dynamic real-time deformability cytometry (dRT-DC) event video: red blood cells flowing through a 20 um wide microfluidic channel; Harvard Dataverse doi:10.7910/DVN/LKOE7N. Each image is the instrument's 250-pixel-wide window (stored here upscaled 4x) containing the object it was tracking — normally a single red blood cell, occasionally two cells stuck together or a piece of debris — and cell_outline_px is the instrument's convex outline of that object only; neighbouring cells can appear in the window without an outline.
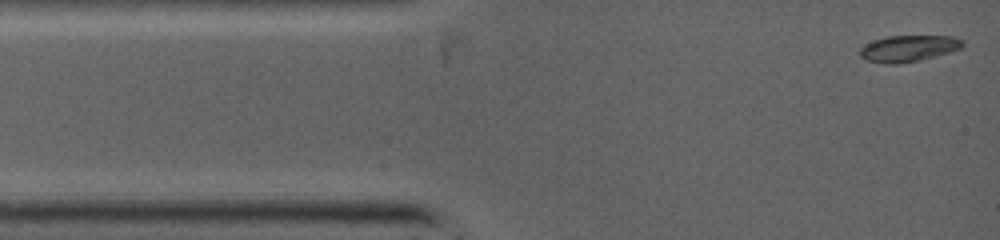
{"species": "common noctule bat (a hibernating species)", "species_latin": "Nyctalus noctula", "temperature_condition": "warm", "stored_images_in_passage": 4, "camera_frame_rate_fps": 5000, "um_per_image_px": 0.085, "animal": {"sex": "female", "body_mass_g": 19.0, "forearm_length_mm": 53.3}, "frame": {"image": 1, "passage_image": 1, "time_ms": 0.0, "image_size_px": [1000, 240], "cell_outline_px": [[964, 44], [960, 48], [948, 52], [916, 60], [896, 64], [884, 64], [868, 60], [860, 56], [860, 48], [864, 44], [872, 40], [888, 36], [952, 36], [964, 40]], "centroid_in_image_um": [77.17, 4.1], "position_along_channel_um": 7.8, "area_um2": 15.55}}
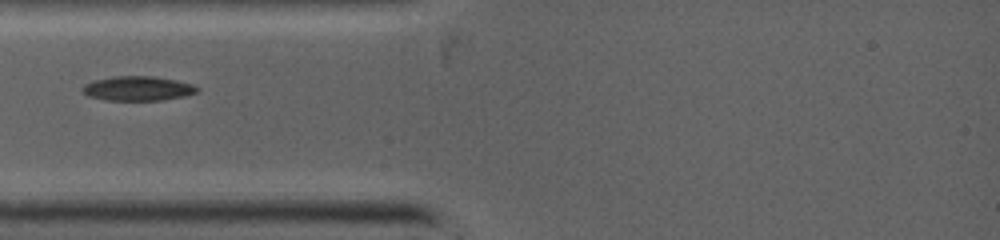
{"frame": {"image": 2, "passage_image": 4, "time_ms": 2.6, "image_size_px": [1000, 240], "cell_outline_px": [[200, 88], [196, 92], [184, 96], [160, 100], [108, 100], [88, 96], [80, 88], [84, 84], [92, 80], [112, 76], [152, 76], [176, 80], [192, 84]], "centroid_in_image_um": [11.68, 7.51], "position_along_channel_um": 73.3, "area_um2": 16.36}}